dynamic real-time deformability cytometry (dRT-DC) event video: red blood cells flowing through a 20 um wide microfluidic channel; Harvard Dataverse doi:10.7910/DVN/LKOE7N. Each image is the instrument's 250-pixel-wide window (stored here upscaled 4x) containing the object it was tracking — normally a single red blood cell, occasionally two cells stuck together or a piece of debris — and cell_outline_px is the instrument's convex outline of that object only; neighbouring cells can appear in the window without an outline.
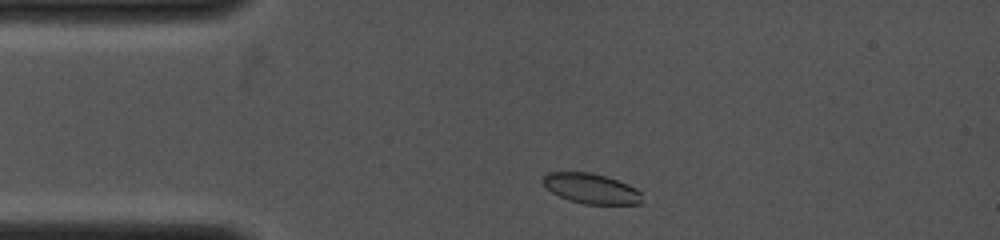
{"species": "common noctule bat (a hibernating species)", "species_latin": "Nyctalus noctula", "temperature_condition": "cold", "stored_images_in_passage": 8, "camera_frame_rate_fps": 4000, "um_per_image_px": 0.085, "animal": {"sex": "female", "body_mass_g": 19.0, "forearm_length_mm": 53.3}, "frame": {"image": 1, "passage_image": 2, "time_ms": 0.25, "image_size_px": [1000, 240], "cell_outline_px": [[640, 204], [584, 204], [568, 200], [552, 192], [540, 180], [548, 172], [592, 172], [628, 184], [636, 188], [640, 192]], "centroid_in_image_um": [50.22, 16.02], "position_along_channel_um": 34.8, "area_um2": 17.28}}
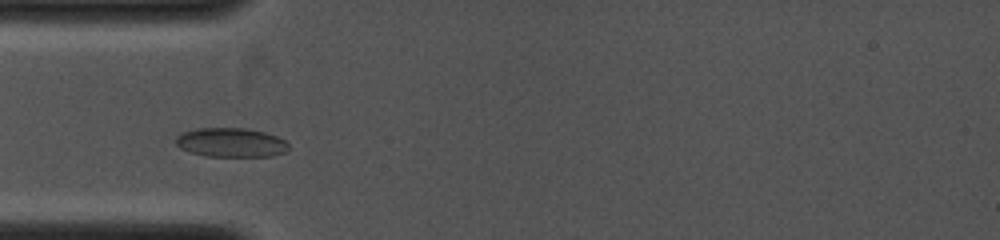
{"frame": {"image": 2, "passage_image": 5, "time_ms": 1.5, "image_size_px": [1000, 240], "cell_outline_px": [[288, 148], [284, 152], [272, 156], [204, 156], [180, 148], [176, 144], [176, 136], [184, 132], [196, 128], [244, 128], [264, 132], [276, 136], [284, 140], [288, 144]], "centroid_in_image_um": [19.62, 12.11], "position_along_channel_um": 65.4, "area_um2": 19.02}}
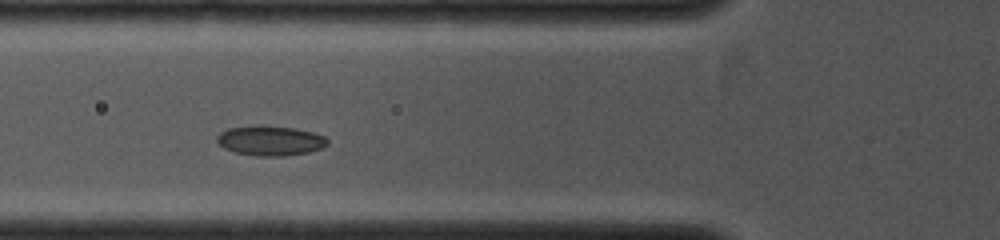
{"frame": {"image": 3, "passage_image": 7, "time_ms": 2.25, "image_size_px": [1000, 240], "cell_outline_px": [[328, 144], [320, 148], [308, 152], [284, 156], [256, 156], [236, 152], [224, 148], [216, 140], [216, 136], [220, 132], [228, 128], [256, 124], [260, 124], [296, 128], [312, 132], [324, 136], [328, 140]], "centroid_in_image_um": [22.95, 11.93], "position_along_channel_um": 102.9, "area_um2": 19.42}}